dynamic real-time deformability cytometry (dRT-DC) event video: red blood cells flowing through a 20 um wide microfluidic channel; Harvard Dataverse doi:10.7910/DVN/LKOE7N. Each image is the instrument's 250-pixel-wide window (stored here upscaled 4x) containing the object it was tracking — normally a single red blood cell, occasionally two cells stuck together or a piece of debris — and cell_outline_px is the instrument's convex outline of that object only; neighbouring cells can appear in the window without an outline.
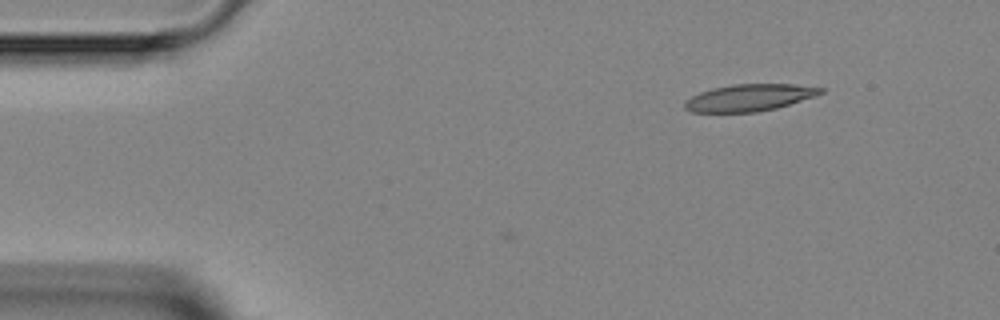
{"species": "Egyptian fruit bat (a non-hibernating species)", "species_latin": "Rousettus aegyptiacus", "temperature_condition": "room temperature", "stored_images_in_passage": 3, "camera_frame_rate_fps": 3000, "um_per_image_px": 0.085, "animal": {"sex": "female"}, "frame": {"image": 1, "passage_image": 3, "time_ms": 2.333, "image_size_px": [1000, 320], "cell_outline_px": [[824, 92], [816, 96], [776, 108], [756, 112], [692, 112], [684, 108], [684, 100], [700, 92], [712, 88], [732, 84], [792, 84], [824, 88]], "centroid_in_image_um": [63.68, 8.3], "position_along_channel_um": 21.3, "area_um2": 21.33}}